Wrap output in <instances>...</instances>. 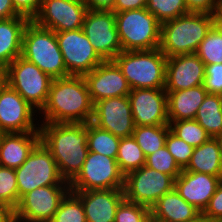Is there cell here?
I'll list each match as a JSON object with an SVG mask.
<instances>
[{
	"mask_svg": "<svg viewBox=\"0 0 222 222\" xmlns=\"http://www.w3.org/2000/svg\"><path fill=\"white\" fill-rule=\"evenodd\" d=\"M40 141L51 152L61 177L70 183L81 171L88 154V123L39 125Z\"/></svg>",
	"mask_w": 222,
	"mask_h": 222,
	"instance_id": "cell-1",
	"label": "cell"
},
{
	"mask_svg": "<svg viewBox=\"0 0 222 222\" xmlns=\"http://www.w3.org/2000/svg\"><path fill=\"white\" fill-rule=\"evenodd\" d=\"M39 113L44 115L43 122L48 123L91 122L94 104L84 76L53 79L47 101Z\"/></svg>",
	"mask_w": 222,
	"mask_h": 222,
	"instance_id": "cell-2",
	"label": "cell"
},
{
	"mask_svg": "<svg viewBox=\"0 0 222 222\" xmlns=\"http://www.w3.org/2000/svg\"><path fill=\"white\" fill-rule=\"evenodd\" d=\"M216 22V15L194 12L164 22L161 24L159 48L167 58L195 53Z\"/></svg>",
	"mask_w": 222,
	"mask_h": 222,
	"instance_id": "cell-3",
	"label": "cell"
},
{
	"mask_svg": "<svg viewBox=\"0 0 222 222\" xmlns=\"http://www.w3.org/2000/svg\"><path fill=\"white\" fill-rule=\"evenodd\" d=\"M21 57L38 66L52 79L71 76L65 67L56 33L33 21L24 28Z\"/></svg>",
	"mask_w": 222,
	"mask_h": 222,
	"instance_id": "cell-4",
	"label": "cell"
},
{
	"mask_svg": "<svg viewBox=\"0 0 222 222\" xmlns=\"http://www.w3.org/2000/svg\"><path fill=\"white\" fill-rule=\"evenodd\" d=\"M113 61L121 69L131 90L165 88L167 57L160 48L121 51Z\"/></svg>",
	"mask_w": 222,
	"mask_h": 222,
	"instance_id": "cell-5",
	"label": "cell"
},
{
	"mask_svg": "<svg viewBox=\"0 0 222 222\" xmlns=\"http://www.w3.org/2000/svg\"><path fill=\"white\" fill-rule=\"evenodd\" d=\"M115 18L122 51L160 47L161 23L146 7L115 13Z\"/></svg>",
	"mask_w": 222,
	"mask_h": 222,
	"instance_id": "cell-6",
	"label": "cell"
},
{
	"mask_svg": "<svg viewBox=\"0 0 222 222\" xmlns=\"http://www.w3.org/2000/svg\"><path fill=\"white\" fill-rule=\"evenodd\" d=\"M20 198L38 187L49 185H69L58 170L51 152L40 141L30 152L20 167L15 169Z\"/></svg>",
	"mask_w": 222,
	"mask_h": 222,
	"instance_id": "cell-7",
	"label": "cell"
},
{
	"mask_svg": "<svg viewBox=\"0 0 222 222\" xmlns=\"http://www.w3.org/2000/svg\"><path fill=\"white\" fill-rule=\"evenodd\" d=\"M52 81L38 66L21 56L7 66V84L36 110L45 105Z\"/></svg>",
	"mask_w": 222,
	"mask_h": 222,
	"instance_id": "cell-8",
	"label": "cell"
},
{
	"mask_svg": "<svg viewBox=\"0 0 222 222\" xmlns=\"http://www.w3.org/2000/svg\"><path fill=\"white\" fill-rule=\"evenodd\" d=\"M124 178L115 158L88 151L81 171L69 186L70 191L123 189Z\"/></svg>",
	"mask_w": 222,
	"mask_h": 222,
	"instance_id": "cell-9",
	"label": "cell"
},
{
	"mask_svg": "<svg viewBox=\"0 0 222 222\" xmlns=\"http://www.w3.org/2000/svg\"><path fill=\"white\" fill-rule=\"evenodd\" d=\"M175 179L147 166H142L125 175L124 197L151 208L159 198L174 188Z\"/></svg>",
	"mask_w": 222,
	"mask_h": 222,
	"instance_id": "cell-10",
	"label": "cell"
},
{
	"mask_svg": "<svg viewBox=\"0 0 222 222\" xmlns=\"http://www.w3.org/2000/svg\"><path fill=\"white\" fill-rule=\"evenodd\" d=\"M69 191V185H49L29 191L15 208V221L49 222Z\"/></svg>",
	"mask_w": 222,
	"mask_h": 222,
	"instance_id": "cell-11",
	"label": "cell"
},
{
	"mask_svg": "<svg viewBox=\"0 0 222 222\" xmlns=\"http://www.w3.org/2000/svg\"><path fill=\"white\" fill-rule=\"evenodd\" d=\"M56 39L70 75L84 76L104 61L94 50L82 28L57 32Z\"/></svg>",
	"mask_w": 222,
	"mask_h": 222,
	"instance_id": "cell-12",
	"label": "cell"
},
{
	"mask_svg": "<svg viewBox=\"0 0 222 222\" xmlns=\"http://www.w3.org/2000/svg\"><path fill=\"white\" fill-rule=\"evenodd\" d=\"M82 29L104 61L113 60L122 51L114 12L88 9Z\"/></svg>",
	"mask_w": 222,
	"mask_h": 222,
	"instance_id": "cell-13",
	"label": "cell"
},
{
	"mask_svg": "<svg viewBox=\"0 0 222 222\" xmlns=\"http://www.w3.org/2000/svg\"><path fill=\"white\" fill-rule=\"evenodd\" d=\"M87 10L85 2L43 0L39 12L32 21L55 33L76 30L82 28Z\"/></svg>",
	"mask_w": 222,
	"mask_h": 222,
	"instance_id": "cell-14",
	"label": "cell"
},
{
	"mask_svg": "<svg viewBox=\"0 0 222 222\" xmlns=\"http://www.w3.org/2000/svg\"><path fill=\"white\" fill-rule=\"evenodd\" d=\"M35 110L8 84L0 91V132L21 133L39 131L34 124Z\"/></svg>",
	"mask_w": 222,
	"mask_h": 222,
	"instance_id": "cell-15",
	"label": "cell"
},
{
	"mask_svg": "<svg viewBox=\"0 0 222 222\" xmlns=\"http://www.w3.org/2000/svg\"><path fill=\"white\" fill-rule=\"evenodd\" d=\"M128 98L135 126L169 125L164 88L132 89Z\"/></svg>",
	"mask_w": 222,
	"mask_h": 222,
	"instance_id": "cell-16",
	"label": "cell"
},
{
	"mask_svg": "<svg viewBox=\"0 0 222 222\" xmlns=\"http://www.w3.org/2000/svg\"><path fill=\"white\" fill-rule=\"evenodd\" d=\"M91 122L119 138L132 136L135 124L128 96L106 98L96 102Z\"/></svg>",
	"mask_w": 222,
	"mask_h": 222,
	"instance_id": "cell-17",
	"label": "cell"
},
{
	"mask_svg": "<svg viewBox=\"0 0 222 222\" xmlns=\"http://www.w3.org/2000/svg\"><path fill=\"white\" fill-rule=\"evenodd\" d=\"M90 97L95 104L99 100L128 96L131 88L121 69L113 60H106L84 75Z\"/></svg>",
	"mask_w": 222,
	"mask_h": 222,
	"instance_id": "cell-18",
	"label": "cell"
},
{
	"mask_svg": "<svg viewBox=\"0 0 222 222\" xmlns=\"http://www.w3.org/2000/svg\"><path fill=\"white\" fill-rule=\"evenodd\" d=\"M205 65L196 53L167 58L165 91L185 90L204 83Z\"/></svg>",
	"mask_w": 222,
	"mask_h": 222,
	"instance_id": "cell-19",
	"label": "cell"
},
{
	"mask_svg": "<svg viewBox=\"0 0 222 222\" xmlns=\"http://www.w3.org/2000/svg\"><path fill=\"white\" fill-rule=\"evenodd\" d=\"M220 181L217 176L182 170L174 181V188L187 203L203 213Z\"/></svg>",
	"mask_w": 222,
	"mask_h": 222,
	"instance_id": "cell-20",
	"label": "cell"
},
{
	"mask_svg": "<svg viewBox=\"0 0 222 222\" xmlns=\"http://www.w3.org/2000/svg\"><path fill=\"white\" fill-rule=\"evenodd\" d=\"M81 200L87 222H114L123 189L72 191Z\"/></svg>",
	"mask_w": 222,
	"mask_h": 222,
	"instance_id": "cell-21",
	"label": "cell"
},
{
	"mask_svg": "<svg viewBox=\"0 0 222 222\" xmlns=\"http://www.w3.org/2000/svg\"><path fill=\"white\" fill-rule=\"evenodd\" d=\"M40 142V131L1 133L0 166L16 169Z\"/></svg>",
	"mask_w": 222,
	"mask_h": 222,
	"instance_id": "cell-22",
	"label": "cell"
},
{
	"mask_svg": "<svg viewBox=\"0 0 222 222\" xmlns=\"http://www.w3.org/2000/svg\"><path fill=\"white\" fill-rule=\"evenodd\" d=\"M150 209L151 220L154 222H192L202 215L192 204L187 203L175 188L159 198Z\"/></svg>",
	"mask_w": 222,
	"mask_h": 222,
	"instance_id": "cell-23",
	"label": "cell"
},
{
	"mask_svg": "<svg viewBox=\"0 0 222 222\" xmlns=\"http://www.w3.org/2000/svg\"><path fill=\"white\" fill-rule=\"evenodd\" d=\"M169 122L194 119L207 90L204 85L185 90L166 91Z\"/></svg>",
	"mask_w": 222,
	"mask_h": 222,
	"instance_id": "cell-24",
	"label": "cell"
},
{
	"mask_svg": "<svg viewBox=\"0 0 222 222\" xmlns=\"http://www.w3.org/2000/svg\"><path fill=\"white\" fill-rule=\"evenodd\" d=\"M30 20L24 16L0 19V65L7 67L22 52V36Z\"/></svg>",
	"mask_w": 222,
	"mask_h": 222,
	"instance_id": "cell-25",
	"label": "cell"
},
{
	"mask_svg": "<svg viewBox=\"0 0 222 222\" xmlns=\"http://www.w3.org/2000/svg\"><path fill=\"white\" fill-rule=\"evenodd\" d=\"M184 171L205 173L222 180V158L218 141L211 137L207 142L195 147Z\"/></svg>",
	"mask_w": 222,
	"mask_h": 222,
	"instance_id": "cell-26",
	"label": "cell"
},
{
	"mask_svg": "<svg viewBox=\"0 0 222 222\" xmlns=\"http://www.w3.org/2000/svg\"><path fill=\"white\" fill-rule=\"evenodd\" d=\"M213 138L222 132V95L208 94L194 118Z\"/></svg>",
	"mask_w": 222,
	"mask_h": 222,
	"instance_id": "cell-27",
	"label": "cell"
},
{
	"mask_svg": "<svg viewBox=\"0 0 222 222\" xmlns=\"http://www.w3.org/2000/svg\"><path fill=\"white\" fill-rule=\"evenodd\" d=\"M169 130V125L135 126L132 137L138 143L146 157L165 146Z\"/></svg>",
	"mask_w": 222,
	"mask_h": 222,
	"instance_id": "cell-28",
	"label": "cell"
},
{
	"mask_svg": "<svg viewBox=\"0 0 222 222\" xmlns=\"http://www.w3.org/2000/svg\"><path fill=\"white\" fill-rule=\"evenodd\" d=\"M120 139L111 132L88 122L87 146L89 151L115 158L118 154Z\"/></svg>",
	"mask_w": 222,
	"mask_h": 222,
	"instance_id": "cell-29",
	"label": "cell"
},
{
	"mask_svg": "<svg viewBox=\"0 0 222 222\" xmlns=\"http://www.w3.org/2000/svg\"><path fill=\"white\" fill-rule=\"evenodd\" d=\"M145 158L142 149L132 136L120 139L116 160L124 175L145 166Z\"/></svg>",
	"mask_w": 222,
	"mask_h": 222,
	"instance_id": "cell-30",
	"label": "cell"
},
{
	"mask_svg": "<svg viewBox=\"0 0 222 222\" xmlns=\"http://www.w3.org/2000/svg\"><path fill=\"white\" fill-rule=\"evenodd\" d=\"M195 53L204 65L222 63V24L216 22L211 27Z\"/></svg>",
	"mask_w": 222,
	"mask_h": 222,
	"instance_id": "cell-31",
	"label": "cell"
},
{
	"mask_svg": "<svg viewBox=\"0 0 222 222\" xmlns=\"http://www.w3.org/2000/svg\"><path fill=\"white\" fill-rule=\"evenodd\" d=\"M169 127L174 135L194 148L207 142L211 138L195 119L169 122Z\"/></svg>",
	"mask_w": 222,
	"mask_h": 222,
	"instance_id": "cell-32",
	"label": "cell"
},
{
	"mask_svg": "<svg viewBox=\"0 0 222 222\" xmlns=\"http://www.w3.org/2000/svg\"><path fill=\"white\" fill-rule=\"evenodd\" d=\"M49 222H87L80 198L69 191Z\"/></svg>",
	"mask_w": 222,
	"mask_h": 222,
	"instance_id": "cell-33",
	"label": "cell"
},
{
	"mask_svg": "<svg viewBox=\"0 0 222 222\" xmlns=\"http://www.w3.org/2000/svg\"><path fill=\"white\" fill-rule=\"evenodd\" d=\"M146 9L161 24L189 13L185 0H148Z\"/></svg>",
	"mask_w": 222,
	"mask_h": 222,
	"instance_id": "cell-34",
	"label": "cell"
},
{
	"mask_svg": "<svg viewBox=\"0 0 222 222\" xmlns=\"http://www.w3.org/2000/svg\"><path fill=\"white\" fill-rule=\"evenodd\" d=\"M145 166L161 173L171 175L174 179H176L182 172V169L178 166L166 146H163L152 154L146 156Z\"/></svg>",
	"mask_w": 222,
	"mask_h": 222,
	"instance_id": "cell-35",
	"label": "cell"
},
{
	"mask_svg": "<svg viewBox=\"0 0 222 222\" xmlns=\"http://www.w3.org/2000/svg\"><path fill=\"white\" fill-rule=\"evenodd\" d=\"M151 209L123 199L117 207L114 222H150Z\"/></svg>",
	"mask_w": 222,
	"mask_h": 222,
	"instance_id": "cell-36",
	"label": "cell"
},
{
	"mask_svg": "<svg viewBox=\"0 0 222 222\" xmlns=\"http://www.w3.org/2000/svg\"><path fill=\"white\" fill-rule=\"evenodd\" d=\"M0 200L14 209L19 203L15 169L0 166Z\"/></svg>",
	"mask_w": 222,
	"mask_h": 222,
	"instance_id": "cell-37",
	"label": "cell"
},
{
	"mask_svg": "<svg viewBox=\"0 0 222 222\" xmlns=\"http://www.w3.org/2000/svg\"><path fill=\"white\" fill-rule=\"evenodd\" d=\"M165 146L174 157L178 166L184 170L190 162L194 147L178 138L170 130L166 137Z\"/></svg>",
	"mask_w": 222,
	"mask_h": 222,
	"instance_id": "cell-38",
	"label": "cell"
},
{
	"mask_svg": "<svg viewBox=\"0 0 222 222\" xmlns=\"http://www.w3.org/2000/svg\"><path fill=\"white\" fill-rule=\"evenodd\" d=\"M203 85L208 94L222 95V63L205 65Z\"/></svg>",
	"mask_w": 222,
	"mask_h": 222,
	"instance_id": "cell-39",
	"label": "cell"
},
{
	"mask_svg": "<svg viewBox=\"0 0 222 222\" xmlns=\"http://www.w3.org/2000/svg\"><path fill=\"white\" fill-rule=\"evenodd\" d=\"M202 216L209 221L222 220V180L219 182L215 193L211 197L208 206L203 211Z\"/></svg>",
	"mask_w": 222,
	"mask_h": 222,
	"instance_id": "cell-40",
	"label": "cell"
},
{
	"mask_svg": "<svg viewBox=\"0 0 222 222\" xmlns=\"http://www.w3.org/2000/svg\"><path fill=\"white\" fill-rule=\"evenodd\" d=\"M14 9L24 17H27L30 21L39 12L43 0H11Z\"/></svg>",
	"mask_w": 222,
	"mask_h": 222,
	"instance_id": "cell-41",
	"label": "cell"
},
{
	"mask_svg": "<svg viewBox=\"0 0 222 222\" xmlns=\"http://www.w3.org/2000/svg\"><path fill=\"white\" fill-rule=\"evenodd\" d=\"M188 12L218 14V0H185Z\"/></svg>",
	"mask_w": 222,
	"mask_h": 222,
	"instance_id": "cell-42",
	"label": "cell"
},
{
	"mask_svg": "<svg viewBox=\"0 0 222 222\" xmlns=\"http://www.w3.org/2000/svg\"><path fill=\"white\" fill-rule=\"evenodd\" d=\"M148 0H116L113 12L120 13L127 10L142 9L147 6Z\"/></svg>",
	"mask_w": 222,
	"mask_h": 222,
	"instance_id": "cell-43",
	"label": "cell"
},
{
	"mask_svg": "<svg viewBox=\"0 0 222 222\" xmlns=\"http://www.w3.org/2000/svg\"><path fill=\"white\" fill-rule=\"evenodd\" d=\"M116 0H85L89 10L93 11H112Z\"/></svg>",
	"mask_w": 222,
	"mask_h": 222,
	"instance_id": "cell-44",
	"label": "cell"
},
{
	"mask_svg": "<svg viewBox=\"0 0 222 222\" xmlns=\"http://www.w3.org/2000/svg\"><path fill=\"white\" fill-rule=\"evenodd\" d=\"M21 16L15 9L11 0H0V19Z\"/></svg>",
	"mask_w": 222,
	"mask_h": 222,
	"instance_id": "cell-45",
	"label": "cell"
},
{
	"mask_svg": "<svg viewBox=\"0 0 222 222\" xmlns=\"http://www.w3.org/2000/svg\"><path fill=\"white\" fill-rule=\"evenodd\" d=\"M0 222H16L15 209L0 200Z\"/></svg>",
	"mask_w": 222,
	"mask_h": 222,
	"instance_id": "cell-46",
	"label": "cell"
},
{
	"mask_svg": "<svg viewBox=\"0 0 222 222\" xmlns=\"http://www.w3.org/2000/svg\"><path fill=\"white\" fill-rule=\"evenodd\" d=\"M7 85V67L0 65V91Z\"/></svg>",
	"mask_w": 222,
	"mask_h": 222,
	"instance_id": "cell-47",
	"label": "cell"
},
{
	"mask_svg": "<svg viewBox=\"0 0 222 222\" xmlns=\"http://www.w3.org/2000/svg\"><path fill=\"white\" fill-rule=\"evenodd\" d=\"M217 22L222 24V0L219 1V10H218V14H217Z\"/></svg>",
	"mask_w": 222,
	"mask_h": 222,
	"instance_id": "cell-48",
	"label": "cell"
},
{
	"mask_svg": "<svg viewBox=\"0 0 222 222\" xmlns=\"http://www.w3.org/2000/svg\"><path fill=\"white\" fill-rule=\"evenodd\" d=\"M215 139L218 141L219 143V147H220V151H221V158H222V132L220 134H218Z\"/></svg>",
	"mask_w": 222,
	"mask_h": 222,
	"instance_id": "cell-49",
	"label": "cell"
},
{
	"mask_svg": "<svg viewBox=\"0 0 222 222\" xmlns=\"http://www.w3.org/2000/svg\"><path fill=\"white\" fill-rule=\"evenodd\" d=\"M192 222H210V221L201 215L198 219Z\"/></svg>",
	"mask_w": 222,
	"mask_h": 222,
	"instance_id": "cell-50",
	"label": "cell"
},
{
	"mask_svg": "<svg viewBox=\"0 0 222 222\" xmlns=\"http://www.w3.org/2000/svg\"><path fill=\"white\" fill-rule=\"evenodd\" d=\"M68 1H72V2H84L85 0H68Z\"/></svg>",
	"mask_w": 222,
	"mask_h": 222,
	"instance_id": "cell-51",
	"label": "cell"
}]
</instances>
